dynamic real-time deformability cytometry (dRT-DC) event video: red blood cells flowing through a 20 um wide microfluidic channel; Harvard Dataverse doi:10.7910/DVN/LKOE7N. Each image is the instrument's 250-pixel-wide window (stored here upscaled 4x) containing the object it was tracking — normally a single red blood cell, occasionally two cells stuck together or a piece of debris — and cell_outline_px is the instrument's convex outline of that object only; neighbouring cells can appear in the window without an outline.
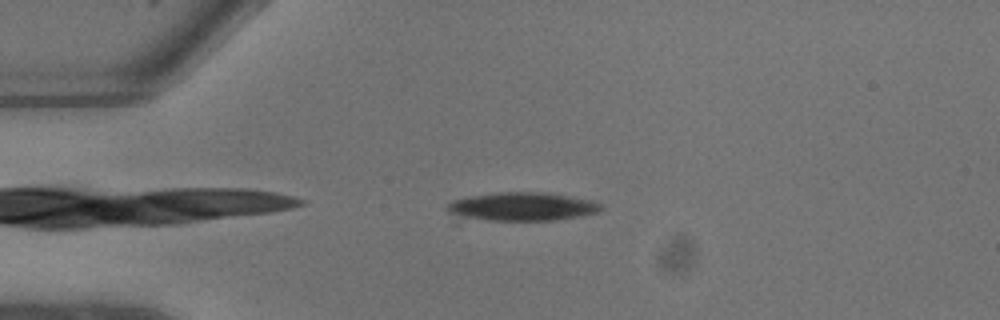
{"species": "common noctule bat (a hibernating species)", "species_latin": "Nyctalus noctula", "temperature_condition": "warm", "stored_images_in_passage": 6, "camera_frame_rate_fps": 3000, "um_per_image_px": 0.085, "animal": {"sex": "male", "body_mass_g": 13.3}, "frame": {"image": 1, "passage_image": 2, "time_ms": 0.333, "image_size_px": [1000, 320], "cell_outline_px": [[604, 208], [600, 212], [580, 216], [552, 220], [456, 224], [448, 212], [448, 204], [452, 200], [468, 196], [500, 192], [548, 192], [596, 200]], "centroid_in_image_um": [44.17, 17.63], "position_along_channel_um": 40.8, "area_um2": 27.74}}
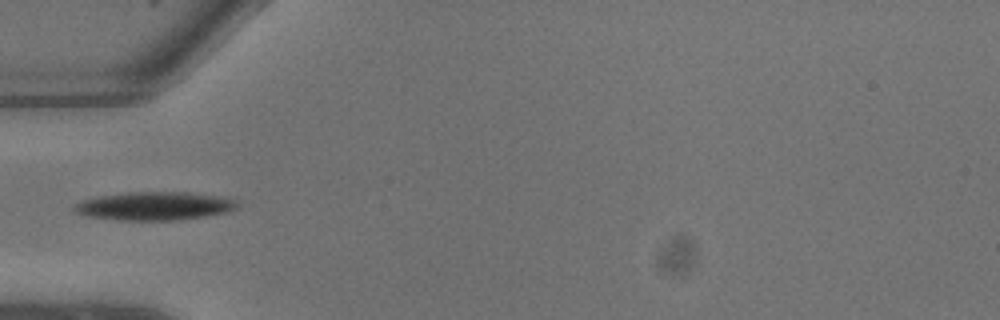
{"frame": {"image": 2, "passage_image": 4, "time_ms": 1.0, "image_size_px": [1000, 320], "cell_outline_px": [[240, 204], [236, 208], [228, 212], [204, 216], [176, 220], [120, 220], [84, 216], [72, 212], [72, 204], [96, 196], [128, 192], [188, 192], [224, 196], [236, 200]], "centroid_in_image_um": [13.1, 17.5], "position_along_channel_um": 71.9, "area_um2": 27.34}}